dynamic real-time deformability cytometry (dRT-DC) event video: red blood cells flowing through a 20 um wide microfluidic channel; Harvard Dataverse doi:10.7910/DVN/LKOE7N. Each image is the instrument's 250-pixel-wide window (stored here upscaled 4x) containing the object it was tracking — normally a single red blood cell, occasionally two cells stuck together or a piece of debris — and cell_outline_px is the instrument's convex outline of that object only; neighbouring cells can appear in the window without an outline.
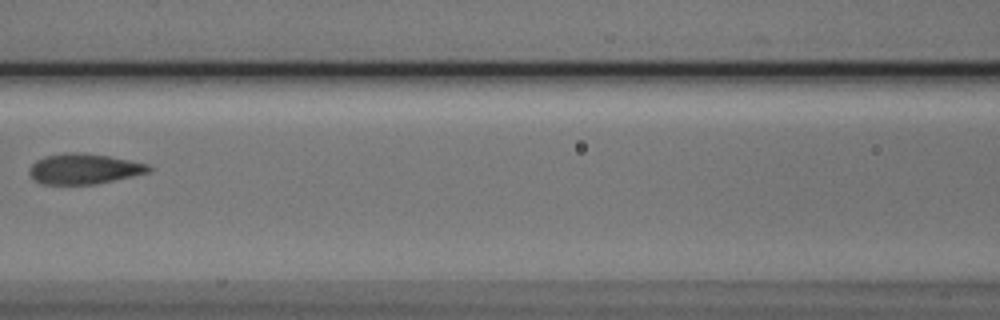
{"species": "Egyptian fruit bat (a non-hibernating species)", "species_latin": "Rousettus aegyptiacus", "temperature_condition": "cold", "stored_images_in_passage": 4, "camera_frame_rate_fps": 3000, "um_per_image_px": 0.085, "animal": {"sex": "male"}, "frame": {"image": 1, "passage_image": 3, "time_ms": 2.333, "image_size_px": [1000, 320], "cell_outline_px": [[152, 168], [148, 172], [132, 176], [96, 184], [40, 184], [32, 180], [28, 172], [28, 168], [36, 160], [44, 156], [64, 152], [80, 152], [108, 156], [148, 164]], "centroid_in_image_um": [7.06, 14.35], "position_along_channel_um": 159.5, "area_um2": 21.27}}
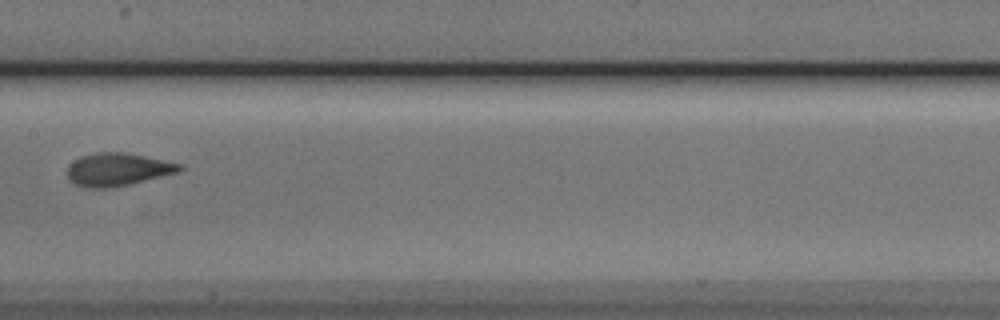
{"frame": {"image": 2, "passage_image": 4, "time_ms": 3.333, "image_size_px": [1000, 320], "cell_outline_px": [[184, 168], [180, 172], [128, 184], [108, 188], [88, 188], [76, 184], [68, 176], [68, 164], [80, 156], [96, 152], [124, 152], [184, 164]], "centroid_in_image_um": [10.03, 14.39], "position_along_channel_um": 197.4, "area_um2": 21.44}}